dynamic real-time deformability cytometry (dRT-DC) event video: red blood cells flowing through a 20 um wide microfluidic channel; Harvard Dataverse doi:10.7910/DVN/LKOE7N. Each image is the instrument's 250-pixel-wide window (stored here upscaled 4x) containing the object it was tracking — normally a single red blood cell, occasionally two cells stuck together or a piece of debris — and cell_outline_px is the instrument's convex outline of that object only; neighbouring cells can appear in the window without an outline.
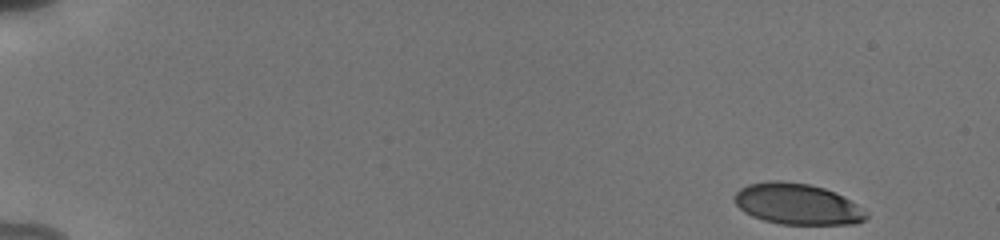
{"species": "human", "species_latin": "Homo sapiens", "temperature_condition": "cold", "stored_images_in_passage": 51, "camera_frame_rate_fps": 3000, "um_per_image_px": 0.085, "donor": {"sex": "male"}, "frame": {"image": 1, "passage_image": 1, "time_ms": 0.0, "image_size_px": [1000, 240], "cell_outline_px": [[868, 216], [864, 220], [856, 224], [780, 224], [764, 220], [752, 216], [744, 212], [736, 204], [736, 192], [740, 188], [748, 184], [768, 180], [780, 180], [808, 184], [824, 188], [836, 192], [856, 204], [868, 212]], "centroid_in_image_um": [67.78, 17.34], "position_along_channel_um": 17.2, "area_um2": 31.5}}
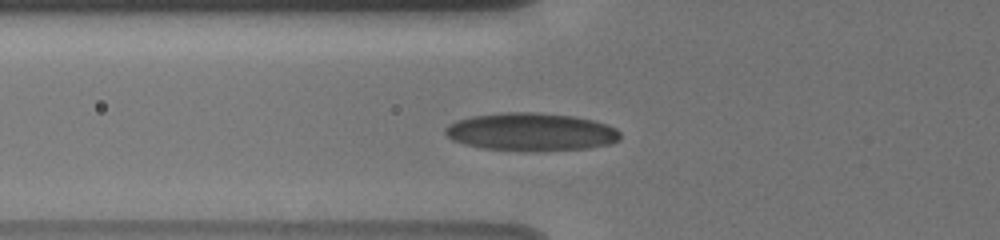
{"frame": {"image": 2, "passage_image": 18, "time_ms": 5.667, "image_size_px": [1000, 240], "cell_outline_px": [[620, 140], [612, 144], [588, 148], [480, 148], [464, 144], [452, 140], [444, 132], [444, 128], [448, 124], [456, 120], [472, 116], [504, 112], [540, 112], [572, 116], [596, 120], [608, 124], [616, 128], [620, 132]], "centroid_in_image_um": [45.15, 11.16], "position_along_channel_um": 80.6, "area_um2": 37.8}}
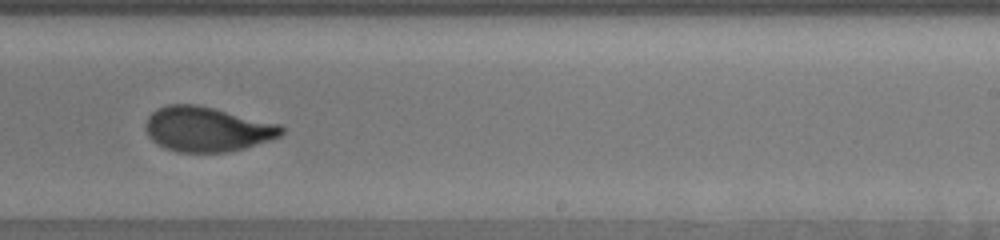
{"frame": {"image": 3, "passage_image": 33, "time_ms": 10.667, "image_size_px": [1000, 240], "cell_outline_px": [[284, 132], [280, 136], [272, 140], [244, 148], [228, 152], [176, 152], [164, 148], [156, 144], [148, 136], [144, 128], [144, 124], [148, 116], [156, 108], [168, 104], [196, 104], [280, 124], [284, 128]], "centroid_in_image_um": [17.57, 10.98], "position_along_channel_um": 271.4, "area_um2": 35.78}, "authors_computed_cell_mechanics": {"area_um2": 34.8534, "velocity_mm_per_s": 3.8203, "shape_relaxation_time_tau1_ms": 4.3409, "shape_relaxation_time_tau2_ms": 0.7333, "deformation_change_tau1": 0.1527, "deformation_change_tau2": 0.057}}